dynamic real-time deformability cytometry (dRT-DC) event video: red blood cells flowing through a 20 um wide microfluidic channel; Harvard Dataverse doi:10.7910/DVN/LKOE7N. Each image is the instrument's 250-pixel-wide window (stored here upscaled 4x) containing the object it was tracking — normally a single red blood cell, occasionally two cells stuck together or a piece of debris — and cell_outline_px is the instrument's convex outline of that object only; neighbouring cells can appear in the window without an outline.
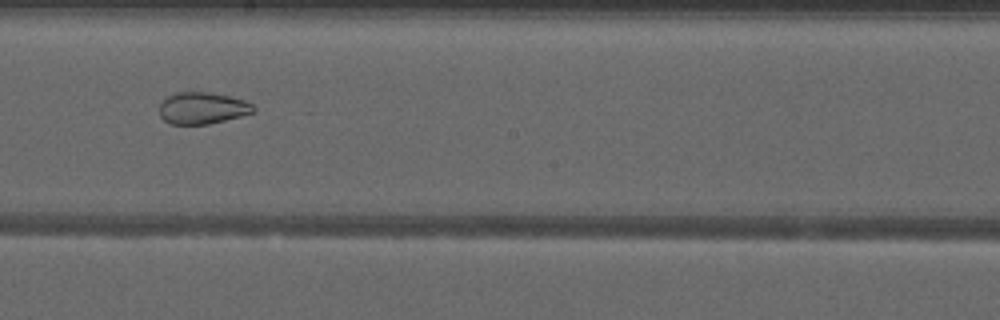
{"species": "common noctule bat (a hibernating species)", "species_latin": "Nyctalus noctula", "temperature_condition": "warm", "stored_images_in_passage": 51, "camera_frame_rate_fps": 3000, "um_per_image_px": 0.085, "animal": {"sex": "male", "forearm_length_mm": 52.5}, "frame": {"image": 1, "passage_image": 30, "time_ms": 9.667, "image_size_px": [1000, 320], "cell_outline_px": [[256, 112], [208, 124], [172, 124], [164, 120], [160, 116], [160, 104], [168, 96], [176, 92], [208, 92], [228, 96], [244, 100], [252, 104], [256, 108]], "centroid_in_image_um": [17.21, 9.19], "position_along_channel_um": 231.0, "area_um2": 17.28}, "authors_computed_cell_mechanics": {"area_um2": 25.3742, "velocity_mm_per_s": 4.0753, "shape_relaxation_time_tau1_ms": null, "shape_relaxation_time_tau2_ms": 2.3497, "deformation_change_tau1": null, "deformation_change_tau2": 0.0793}}